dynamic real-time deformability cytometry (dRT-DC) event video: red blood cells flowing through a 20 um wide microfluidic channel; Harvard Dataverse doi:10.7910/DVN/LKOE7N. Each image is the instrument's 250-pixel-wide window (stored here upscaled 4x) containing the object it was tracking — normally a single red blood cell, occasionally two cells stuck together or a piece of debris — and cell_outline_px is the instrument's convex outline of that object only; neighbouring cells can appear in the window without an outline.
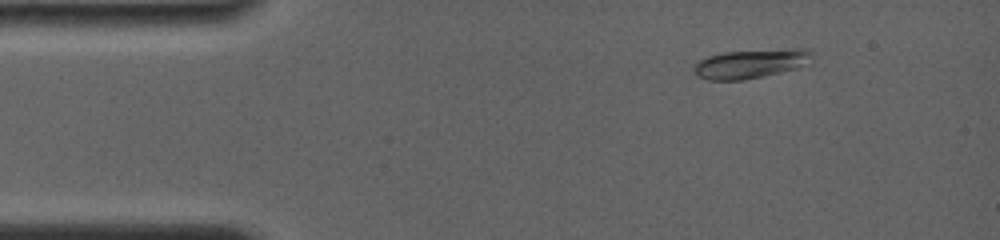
{"species": "common noctule bat (a hibernating species)", "species_latin": "Nyctalus noctula", "temperature_condition": "room temperature", "stored_images_in_passage": 8, "camera_frame_rate_fps": 4000, "um_per_image_px": 0.085, "animal": {"sex": "female", "body_mass_g": 19.0, "forearm_length_mm": 56.7}, "frame": {"image": 1, "passage_image": 3, "time_ms": 1.25, "image_size_px": [1000, 240], "cell_outline_px": [[812, 52], [796, 68], [780, 72], [744, 80], [708, 80], [696, 76], [692, 68], [700, 60], [708, 56], [724, 52], [792, 48], [808, 48]], "centroid_in_image_um": [63.7, 5.41], "position_along_channel_um": 21.3, "area_um2": 19.59}}
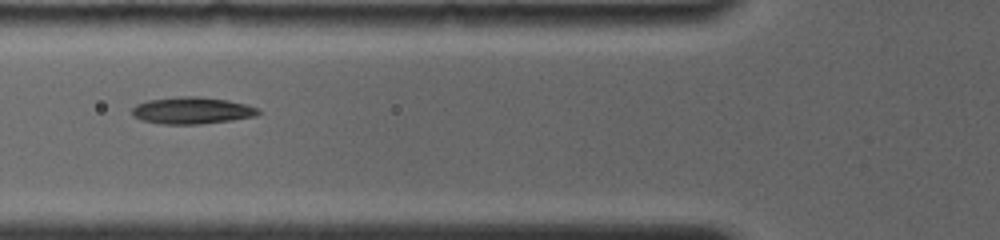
{"frame": {"image": 2, "passage_image": 6, "time_ms": 5.25, "image_size_px": [1000, 240], "cell_outline_px": [[260, 112], [256, 116], [232, 120], [196, 124], [164, 124], [140, 120], [132, 116], [132, 108], [136, 104], [148, 100], [180, 96], [200, 96], [228, 100], [244, 104], [256, 108]], "centroid_in_image_um": [16.27, 9.39], "position_along_channel_um": 109.5, "area_um2": 19.71}}
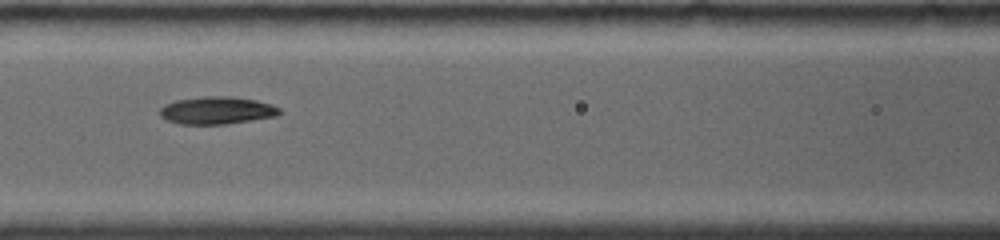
{"frame": {"image": 3, "passage_image": 7, "time_ms": 6.25, "image_size_px": [1000, 240], "cell_outline_px": [[284, 112], [276, 116], [224, 124], [180, 124], [168, 120], [160, 116], [160, 108], [164, 104], [176, 100], [200, 96], [232, 96], [256, 100], [272, 104], [280, 108]], "centroid_in_image_um": [18.45, 9.37], "position_along_channel_um": 148.2, "area_um2": 19.31}}